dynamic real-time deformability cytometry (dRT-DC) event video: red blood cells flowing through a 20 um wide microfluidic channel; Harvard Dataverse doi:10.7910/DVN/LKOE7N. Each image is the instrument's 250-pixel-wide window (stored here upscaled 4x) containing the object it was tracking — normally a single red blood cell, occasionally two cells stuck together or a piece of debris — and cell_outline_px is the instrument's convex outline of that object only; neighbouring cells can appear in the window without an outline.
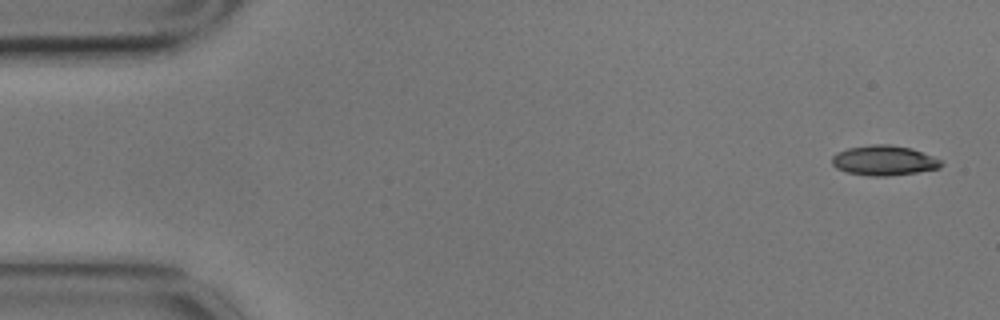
{"species": "common noctule bat (a hibernating species)", "species_latin": "Nyctalus noctula", "temperature_condition": "cold", "stored_images_in_passage": 5, "camera_frame_rate_fps": 3000, "um_per_image_px": 0.085, "animal": {"sex": "male", "body_mass_g": 17.9}, "frame": {"image": 1, "passage_image": 1, "time_ms": 0.0, "image_size_px": [1000, 320], "cell_outline_px": [[944, 164], [940, 168], [916, 172], [888, 176], [872, 176], [848, 172], [836, 168], [832, 164], [832, 156], [836, 152], [848, 148], [872, 144], [892, 144], [912, 148], [932, 156], [940, 160]], "centroid_in_image_um": [75.13, 13.63], "position_along_channel_um": 9.9, "area_um2": 19.07}}
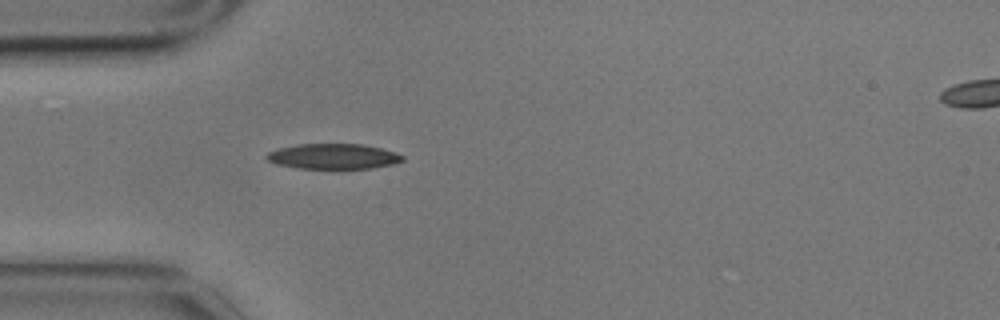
{"frame": {"image": 2, "passage_image": 5, "time_ms": 1.333, "image_size_px": [1000, 320], "cell_outline_px": [[404, 160], [392, 164], [372, 168], [300, 168], [276, 164], [268, 160], [264, 156], [268, 152], [276, 148], [296, 144], [364, 144], [396, 152], [404, 156]], "centroid_in_image_um": [28.31, 13.28], "position_along_channel_um": 56.7, "area_um2": 20.06}}